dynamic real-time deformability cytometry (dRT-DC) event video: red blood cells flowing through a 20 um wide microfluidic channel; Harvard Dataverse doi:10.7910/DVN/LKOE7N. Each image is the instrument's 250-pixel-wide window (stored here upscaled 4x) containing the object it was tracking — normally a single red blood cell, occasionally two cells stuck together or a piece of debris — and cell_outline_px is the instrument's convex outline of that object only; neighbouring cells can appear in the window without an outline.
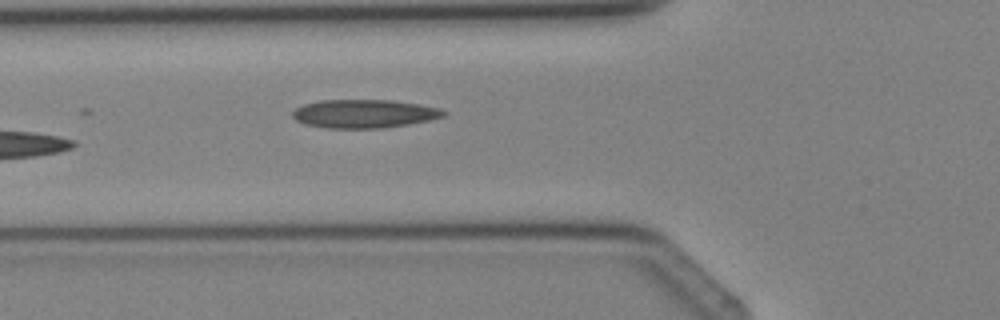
{"species": "Egyptian fruit bat (a non-hibernating species)", "species_latin": "Rousettus aegyptiacus", "temperature_condition": "cold", "stored_images_in_passage": 4, "camera_frame_rate_fps": 3000, "um_per_image_px": 0.085, "animal": {"sex": "female"}, "frame": {"image": 1, "passage_image": 4, "time_ms": 4.333, "image_size_px": [1000, 320], "cell_outline_px": [[448, 112], [444, 116], [428, 120], [408, 124], [384, 128], [324, 128], [304, 124], [296, 120], [292, 116], [292, 112], [296, 108], [304, 104], [320, 100], [392, 100], [440, 108]], "centroid_in_image_um": [30.93, 9.67], "position_along_channel_um": 94.9, "area_um2": 25.03}}